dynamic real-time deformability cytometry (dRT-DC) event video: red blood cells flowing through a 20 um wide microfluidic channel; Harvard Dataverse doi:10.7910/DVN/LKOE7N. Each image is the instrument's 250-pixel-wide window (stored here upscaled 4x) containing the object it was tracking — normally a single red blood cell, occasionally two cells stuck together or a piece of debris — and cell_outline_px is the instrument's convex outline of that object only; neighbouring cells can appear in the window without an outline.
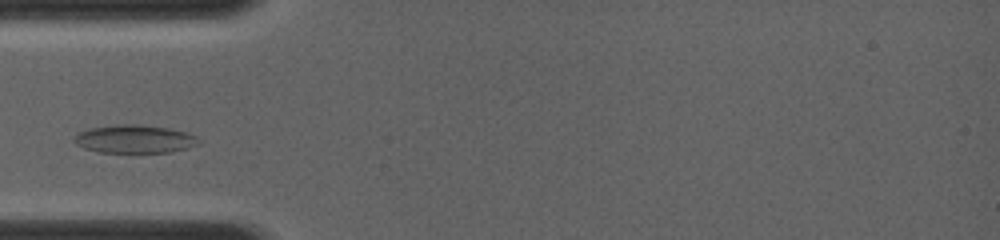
{"species": "common noctule bat (a hibernating species)", "species_latin": "Nyctalus noctula", "temperature_condition": "room temperature", "stored_images_in_passage": 33, "camera_frame_rate_fps": 4000, "um_per_image_px": 0.085, "animal": {"sex": "female", "body_mass_g": 19.0, "forearm_length_mm": 56.7}, "frame": {"image": 1, "passage_image": 7, "time_ms": 2.0, "image_size_px": [1000, 240], "cell_outline_px": [[196, 144], [184, 148], [168, 152], [100, 152], [84, 148], [76, 144], [76, 136], [80, 132], [92, 128], [124, 124], [164, 128], [184, 132], [196, 136]], "centroid_in_image_um": [11.39, 11.83], "position_along_channel_um": 73.6, "area_um2": 19.36}}
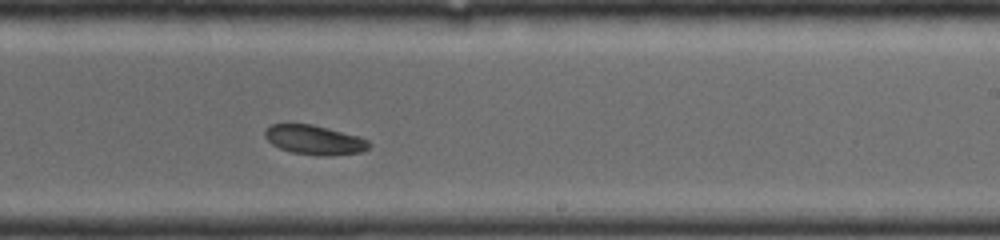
{"frame": {"image": 2, "passage_image": 20, "time_ms": 6.25, "image_size_px": [1000, 240], "cell_outline_px": [[372, 144], [368, 148], [360, 152], [292, 152], [280, 148], [272, 144], [264, 136], [264, 132], [272, 124], [312, 124], [356, 136], [368, 140]], "centroid_in_image_um": [26.66, 11.82], "position_along_channel_um": 262.3, "area_um2": 16.47}}
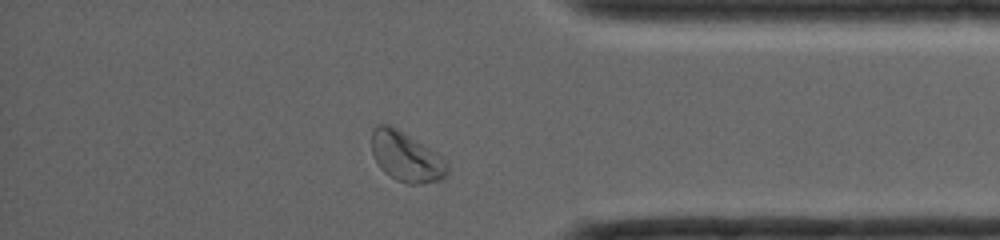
{"frame": {"image": 3, "passage_image": 30, "time_ms": 9.5, "image_size_px": [1000, 240], "cell_outline_px": [[448, 176], [440, 180], [424, 184], [408, 184], [396, 180], [384, 172], [380, 168], [372, 152], [372, 128], [376, 124], [388, 124], [396, 128], [440, 156], [448, 164]], "centroid_in_image_um": [34.51, 13.35], "position_along_channel_um": 400.7, "area_um2": 21.73}}